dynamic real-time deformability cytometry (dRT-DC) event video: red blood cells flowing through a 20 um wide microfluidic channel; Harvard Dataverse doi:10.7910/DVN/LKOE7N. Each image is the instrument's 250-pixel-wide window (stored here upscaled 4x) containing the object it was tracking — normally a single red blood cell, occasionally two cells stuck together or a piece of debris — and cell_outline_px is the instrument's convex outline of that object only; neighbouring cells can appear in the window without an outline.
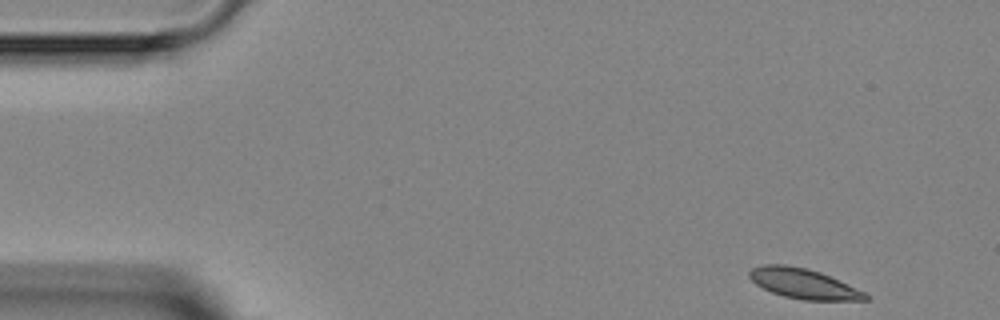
{"species": "Egyptian fruit bat (a non-hibernating species)", "species_latin": "Rousettus aegyptiacus", "temperature_condition": "room temperature", "stored_images_in_passage": 3, "camera_frame_rate_fps": 3000, "um_per_image_px": 0.085, "animal": {"sex": "female"}, "frame": {"image": 1, "passage_image": 1, "time_ms": 0.0, "image_size_px": [1000, 320], "cell_outline_px": [[872, 300], [804, 300], [784, 296], [772, 292], [756, 284], [748, 276], [748, 272], [752, 268], [764, 264], [784, 264], [804, 268], [820, 272], [864, 292], [872, 296]], "centroid_in_image_um": [68.3, 24.11], "position_along_channel_um": 16.7, "area_um2": 20.11}}
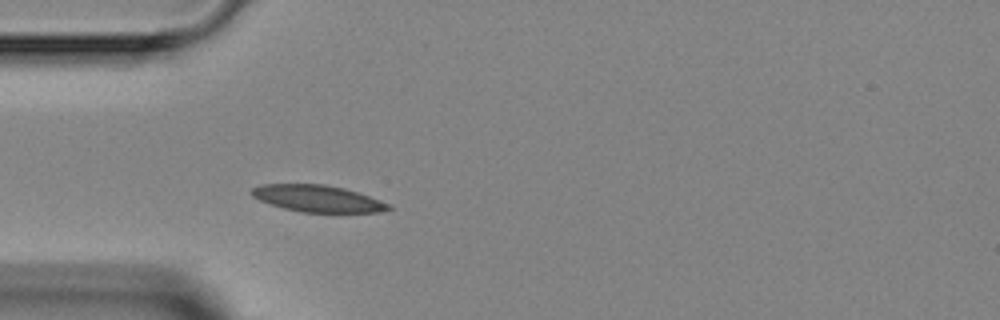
{"frame": {"image": 2, "passage_image": 3, "time_ms": 3.333, "image_size_px": [1000, 320], "cell_outline_px": [[392, 208], [376, 212], [300, 212], [284, 208], [260, 200], [252, 196], [248, 192], [252, 188], [260, 184], [324, 184], [344, 188], [392, 204]], "centroid_in_image_um": [26.97, 16.87], "position_along_channel_um": 58.0, "area_um2": 21.21}}